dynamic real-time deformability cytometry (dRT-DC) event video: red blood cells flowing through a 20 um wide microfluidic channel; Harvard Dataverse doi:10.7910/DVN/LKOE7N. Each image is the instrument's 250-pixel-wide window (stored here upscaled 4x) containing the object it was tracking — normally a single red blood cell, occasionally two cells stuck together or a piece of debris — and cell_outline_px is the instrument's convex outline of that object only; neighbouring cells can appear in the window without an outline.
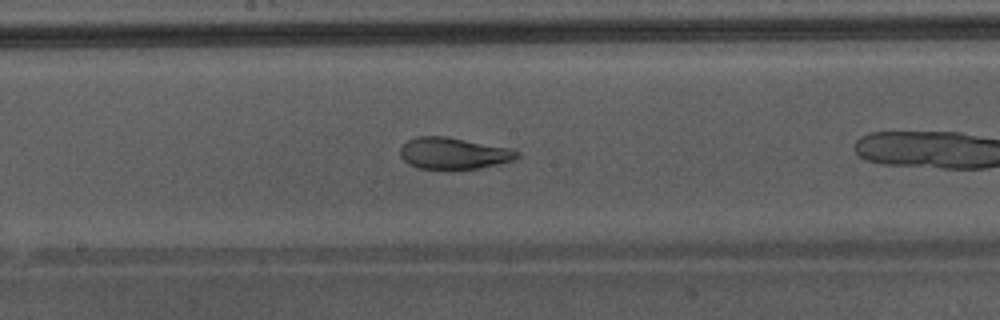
{"species": "Egyptian fruit bat (a non-hibernating species)", "species_latin": "Rousettus aegyptiacus", "temperature_condition": "warm", "stored_images_in_passage": 24, "camera_frame_rate_fps": 3000, "um_per_image_px": 0.085, "animal": {"sex": "male"}, "frame": {"image": 1, "passage_image": 11, "time_ms": 3.333, "image_size_px": [1000, 320], "cell_outline_px": [[520, 156], [512, 160], [496, 164], [476, 168], [420, 168], [408, 164], [400, 156], [400, 148], [408, 140], [416, 136], [448, 136], [512, 148], [520, 152]], "centroid_in_image_um": [38.56, 13.0], "position_along_channel_um": 209.6, "area_um2": 21.39}}
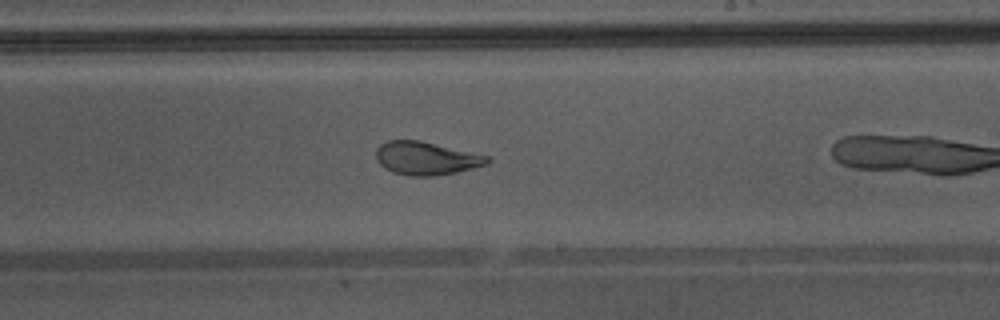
{"frame": {"image": 2, "passage_image": 14, "time_ms": 4.333, "image_size_px": [1000, 320], "cell_outline_px": [[492, 160], [488, 164], [456, 172], [432, 176], [408, 176], [392, 172], [384, 168], [376, 160], [376, 148], [380, 144], [388, 140], [420, 140], [492, 156]], "centroid_in_image_um": [36.24, 13.45], "position_along_channel_um": 252.8, "area_um2": 21.85}}